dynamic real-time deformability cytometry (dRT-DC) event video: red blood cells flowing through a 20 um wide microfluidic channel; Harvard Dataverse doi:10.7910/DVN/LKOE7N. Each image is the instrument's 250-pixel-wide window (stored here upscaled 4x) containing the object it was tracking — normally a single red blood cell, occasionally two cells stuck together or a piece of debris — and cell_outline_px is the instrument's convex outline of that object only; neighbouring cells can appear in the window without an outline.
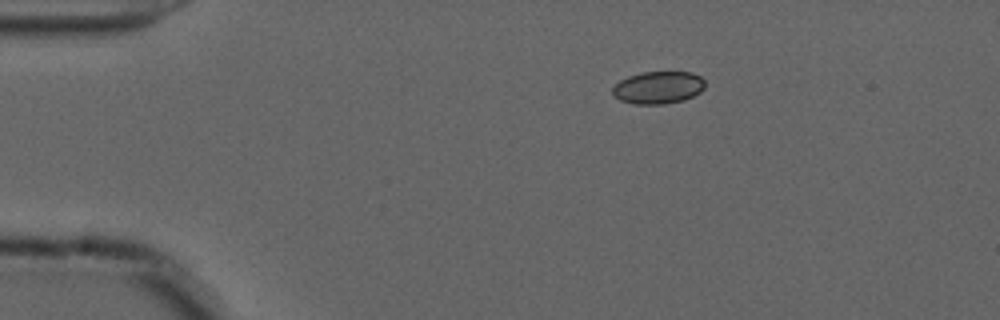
{"species": "common noctule bat (a hibernating species)", "species_latin": "Nyctalus noctula", "temperature_condition": "cold", "stored_images_in_passage": 19, "camera_frame_rate_fps": 3000, "um_per_image_px": 0.085, "animal": {"sex": "male", "forearm_length_mm": 52.5}, "frame": {"image": 1, "passage_image": 1, "time_ms": 0.0, "image_size_px": [1000, 320], "cell_outline_px": [[704, 88], [700, 92], [684, 100], [664, 104], [632, 104], [620, 100], [612, 96], [612, 88], [620, 80], [628, 76], [640, 72], [692, 72], [700, 76], [704, 80]], "centroid_in_image_um": [55.92, 7.44], "position_along_channel_um": 29.1, "area_um2": 17.63}}
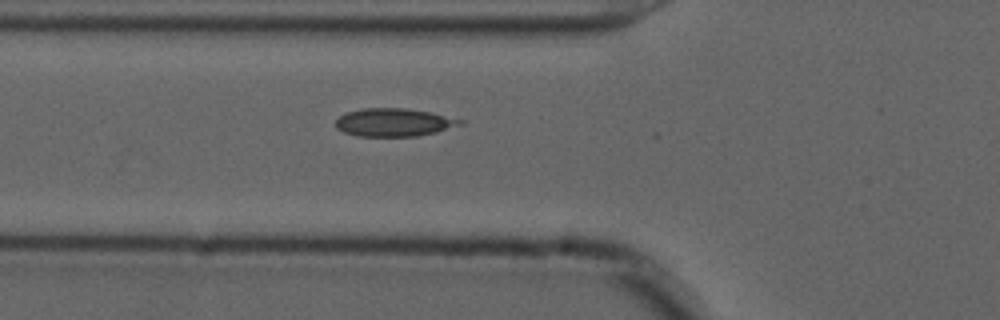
{"frame": {"image": 2, "passage_image": 11, "time_ms": 3.333, "image_size_px": [1000, 320], "cell_outline_px": [[464, 124], [436, 132], [416, 136], [356, 136], [344, 132], [336, 128], [336, 120], [340, 116], [348, 112], [364, 108], [404, 108], [432, 112], [464, 120]], "centroid_in_image_um": [33.51, 10.4], "position_along_channel_um": 92.3, "area_um2": 20.35}}
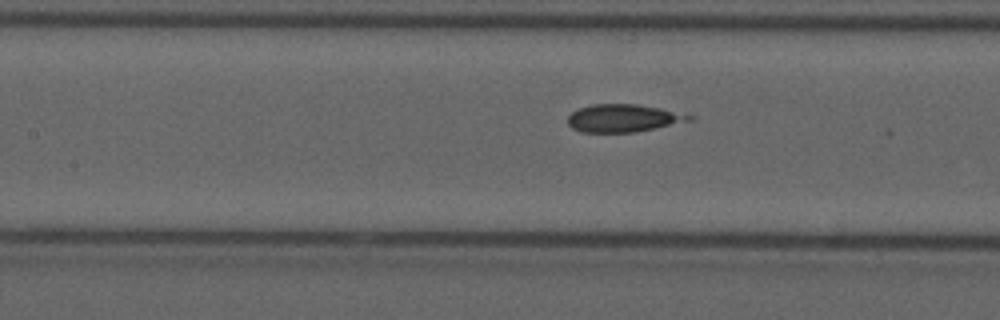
{"frame": {"image": 3, "passage_image": 16, "time_ms": 5.0, "image_size_px": [1000, 320], "cell_outline_px": [[696, 116], [692, 120], [656, 128], [636, 132], [580, 132], [572, 128], [568, 124], [568, 116], [572, 112], [580, 108], [592, 104], [636, 104], [660, 108]], "centroid_in_image_um": [52.99, 10.04], "position_along_channel_um": 154.4, "area_um2": 19.59}}